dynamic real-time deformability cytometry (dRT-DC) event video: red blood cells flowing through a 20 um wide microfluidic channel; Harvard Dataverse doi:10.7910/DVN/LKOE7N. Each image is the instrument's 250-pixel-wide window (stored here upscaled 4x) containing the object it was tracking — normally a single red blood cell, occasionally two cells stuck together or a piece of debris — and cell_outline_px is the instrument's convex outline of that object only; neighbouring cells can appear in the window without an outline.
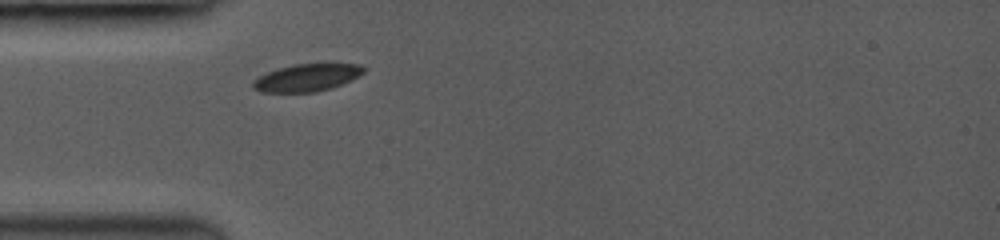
{"species": "common noctule bat (a hibernating species)", "species_latin": "Nyctalus noctula", "temperature_condition": "room temperature", "stored_images_in_passage": 1, "camera_frame_rate_fps": 3500, "um_per_image_px": 0.085, "animal": {"sex": "female", "body_mass_g": 19.0, "forearm_length_mm": 53.3}, "frame": {"image": 1, "passage_image": 1, "time_ms": 0.0, "image_size_px": [1000, 240], "cell_outline_px": [[364, 72], [340, 84], [328, 88], [312, 92], [264, 92], [252, 88], [252, 84], [260, 76], [268, 72], [280, 68], [296, 64], [324, 60], [360, 64], [364, 68]], "centroid_in_image_um": [26.14, 6.53], "position_along_channel_um": 58.9, "area_um2": 17.92}}